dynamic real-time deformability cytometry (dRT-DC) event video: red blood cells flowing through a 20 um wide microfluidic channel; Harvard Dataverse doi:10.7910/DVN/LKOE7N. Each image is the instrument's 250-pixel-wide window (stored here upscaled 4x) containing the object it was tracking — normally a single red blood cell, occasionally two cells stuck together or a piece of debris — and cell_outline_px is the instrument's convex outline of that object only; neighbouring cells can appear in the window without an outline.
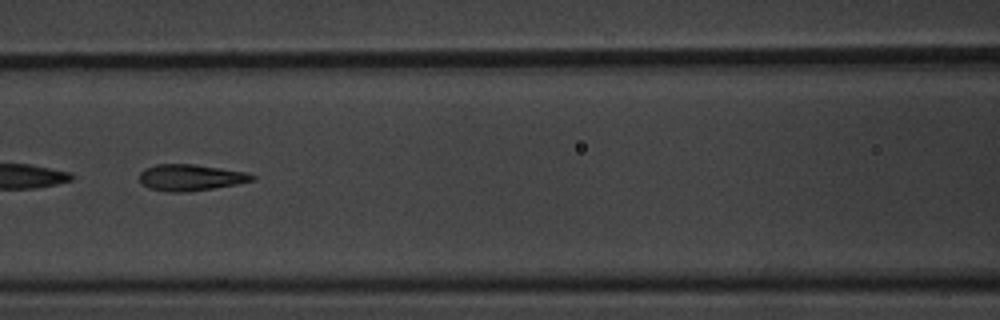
{"species": "common noctule bat (a hibernating species)", "species_latin": "Nyctalus noctula", "temperature_condition": "warm", "stored_images_in_passage": 9, "camera_frame_rate_fps": 3000, "um_per_image_px": 0.085, "animal": {"sex": "male", "body_mass_g": 20.1, "forearm_length_mm": 53.5}, "frame": {"image": 1, "passage_image": 6, "time_ms": 1.667, "image_size_px": [1000, 320], "cell_outline_px": [[256, 180], [236, 184], [212, 188], [184, 192], [168, 192], [148, 188], [140, 184], [140, 172], [144, 168], [156, 164], [192, 164], [220, 168], [244, 172], [256, 176]], "centroid_in_image_um": [16.15, 15.09], "position_along_channel_um": 150.4, "area_um2": 17.28}}
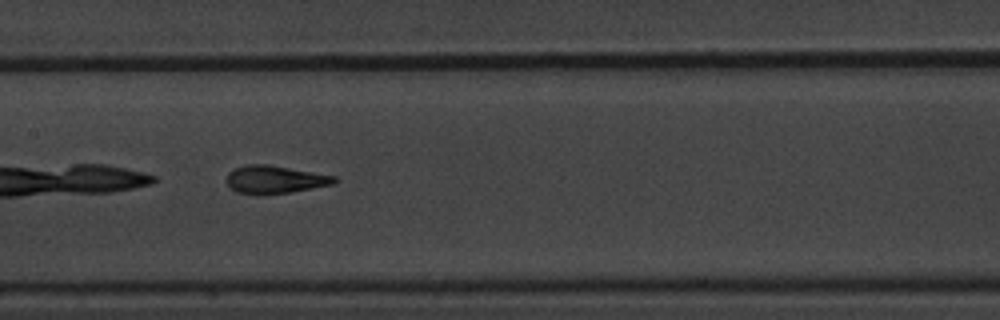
{"frame": {"image": 2, "passage_image": 7, "time_ms": 2.0, "image_size_px": [1000, 320], "cell_outline_px": [[340, 180], [332, 184], [312, 188], [288, 192], [236, 192], [228, 188], [228, 172], [244, 164], [268, 164], [336, 176]], "centroid_in_image_um": [23.39, 15.22], "position_along_channel_um": 184.0, "area_um2": 16.94}}
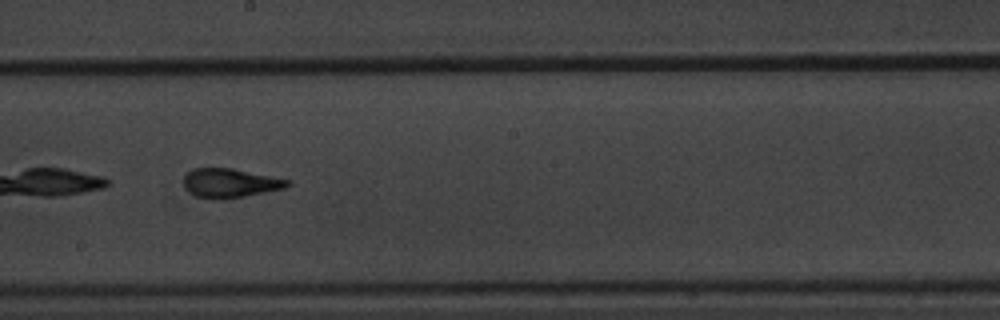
{"frame": {"image": 3, "passage_image": 8, "time_ms": 2.333, "image_size_px": [1000, 320], "cell_outline_px": [[292, 184], [284, 188], [224, 200], [216, 200], [196, 196], [184, 184], [184, 176], [192, 168], [232, 168], [292, 180]], "centroid_in_image_um": [19.59, 15.56], "position_along_channel_um": 228.6, "area_um2": 17.57}}